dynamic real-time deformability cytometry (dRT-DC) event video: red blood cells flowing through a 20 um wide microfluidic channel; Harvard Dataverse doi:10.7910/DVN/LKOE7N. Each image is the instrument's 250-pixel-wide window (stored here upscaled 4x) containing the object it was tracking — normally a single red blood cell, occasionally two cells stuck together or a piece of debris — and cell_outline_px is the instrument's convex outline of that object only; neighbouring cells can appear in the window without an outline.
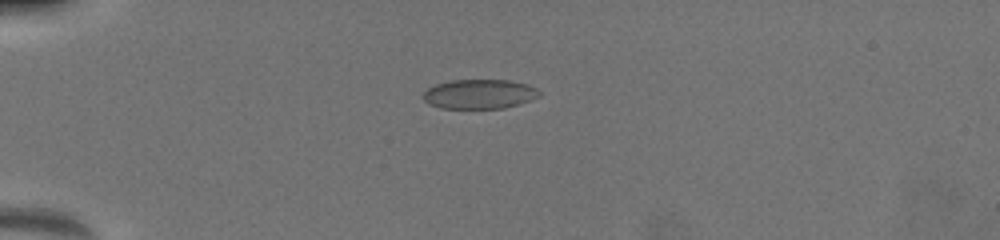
{"species": "common noctule bat (a hibernating species)", "species_latin": "Nyctalus noctula", "temperature_condition": "warm", "stored_images_in_passage": 45, "camera_frame_rate_fps": 3000, "um_per_image_px": 0.085, "animal": {"sex": "female", "body_mass_g": 19.5, "forearm_length_mm": 54.1}, "frame": {"image": 1, "passage_image": 5, "time_ms": 1.0, "image_size_px": [1000, 240], "cell_outline_px": [[540, 96], [504, 108], [440, 108], [428, 104], [424, 100], [424, 92], [428, 88], [436, 84], [452, 80], [508, 80], [528, 84], [536, 88], [540, 92]], "centroid_in_image_um": [40.73, 7.99], "position_along_channel_um": 44.3, "area_um2": 19.77}}
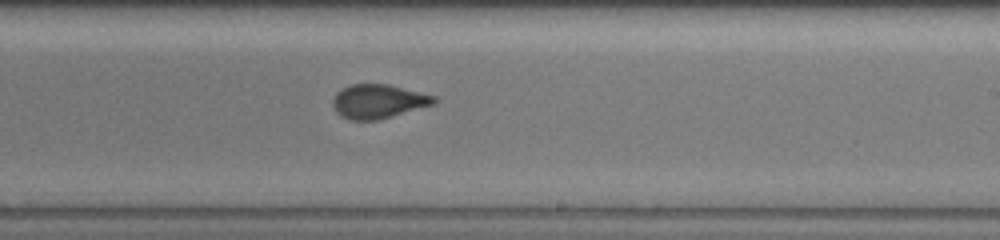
{"frame": {"image": 2, "passage_image": 24, "time_ms": 7.333, "image_size_px": [1000, 240], "cell_outline_px": [[436, 104], [376, 120], [352, 120], [336, 112], [332, 104], [332, 100], [336, 92], [352, 84], [388, 84], [436, 96]], "centroid_in_image_um": [32.16, 8.61], "position_along_channel_um": 256.8, "area_um2": 19.88}}
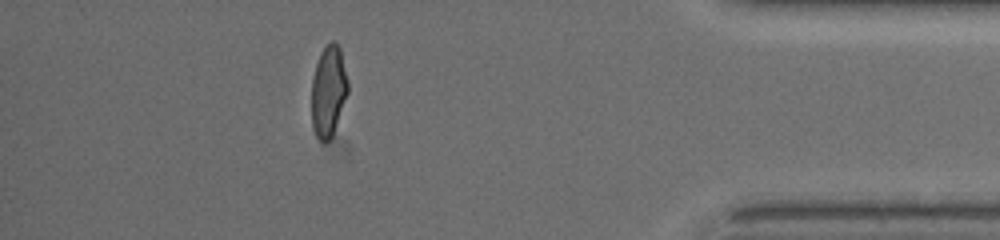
{"frame": {"image": 3, "passage_image": 39, "time_ms": 12.0, "image_size_px": [1000, 240], "cell_outline_px": [[348, 92], [332, 136], [324, 144], [316, 136], [312, 124], [312, 80], [316, 64], [320, 52], [332, 40], [340, 48], [348, 80]], "centroid_in_image_um": [27.92, 7.75], "position_along_channel_um": 407.3, "area_um2": 19.13}, "authors_computed_cell_mechanics": {"area_um2": 20.1722, "velocity_mm_per_s": 4.002, "shape_relaxation_time_tau1_ms": null, "shape_relaxation_time_tau2_ms": 0.6153, "deformation_change_tau1": null, "deformation_change_tau2": 0.0569}}